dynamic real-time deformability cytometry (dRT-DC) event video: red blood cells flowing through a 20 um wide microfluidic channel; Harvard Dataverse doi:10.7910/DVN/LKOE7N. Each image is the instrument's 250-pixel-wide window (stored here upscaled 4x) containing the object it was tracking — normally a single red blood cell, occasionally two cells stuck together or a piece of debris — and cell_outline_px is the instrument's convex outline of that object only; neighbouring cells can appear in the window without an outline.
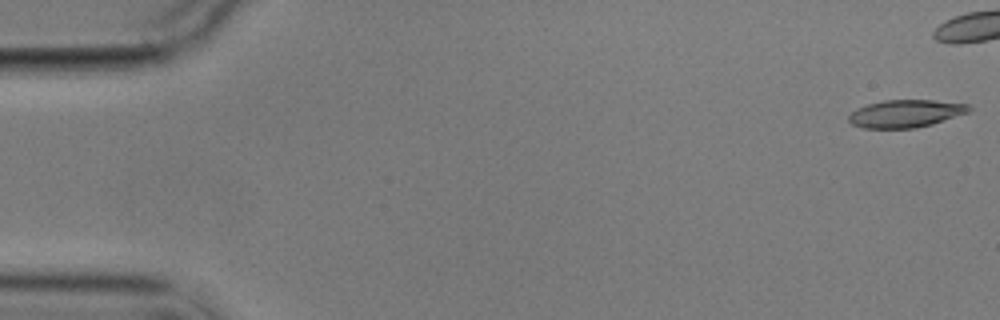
{"species": "common noctule bat (a hibernating species)", "species_latin": "Nyctalus noctula", "temperature_condition": "cold", "stored_images_in_passage": 4, "camera_frame_rate_fps": 3000, "um_per_image_px": 0.085, "animal": {"sex": "male", "body_mass_g": 17.9}, "frame": {"image": 1, "passage_image": 1, "time_ms": 0.0, "image_size_px": [1000, 320], "cell_outline_px": [[972, 108], [968, 112], [932, 124], [916, 128], [864, 128], [852, 124], [848, 120], [848, 116], [856, 108], [868, 104], [884, 100], [932, 100], [968, 104]], "centroid_in_image_um": [76.96, 9.65], "position_along_channel_um": 8.0, "area_um2": 19.25}}